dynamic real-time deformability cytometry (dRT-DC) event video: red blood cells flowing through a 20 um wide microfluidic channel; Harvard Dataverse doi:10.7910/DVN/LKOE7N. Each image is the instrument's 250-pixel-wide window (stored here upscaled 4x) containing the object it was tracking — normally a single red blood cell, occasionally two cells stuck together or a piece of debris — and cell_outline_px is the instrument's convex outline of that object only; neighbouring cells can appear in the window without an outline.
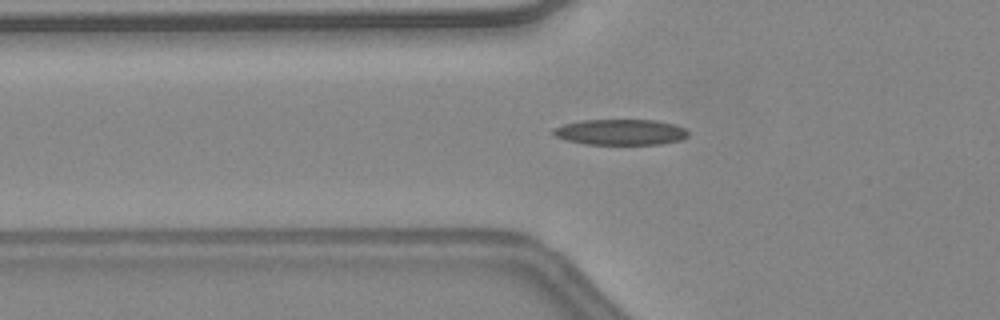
{"species": "common noctule bat (a hibernating species)", "species_latin": "Nyctalus noctula", "temperature_condition": "warm", "stored_images_in_passage": 34, "camera_frame_rate_fps": 3000, "um_per_image_px": 0.085, "animal": {"sex": "female", "body_mass_g": 24.6, "forearm_length_mm": 56.2}, "frame": {"image": 1, "passage_image": 5, "time_ms": 1.333, "image_size_px": [1000, 320], "cell_outline_px": [[688, 136], [680, 140], [660, 144], [584, 144], [564, 140], [556, 136], [552, 132], [552, 128], [564, 124], [580, 120], [656, 120], [672, 124], [684, 128], [688, 132]], "centroid_in_image_um": [52.7, 11.23], "position_along_channel_um": 73.1, "area_um2": 20.23}, "authors_computed_cell_mechanics": {"area_um2": 19.7387, "velocity_mm_per_s": 4.5667, "shape_relaxation_time_tau1_ms": null, "shape_relaxation_time_tau2_ms": 1.1633, "deformation_change_tau1": null, "deformation_change_tau2": 0.0999}}